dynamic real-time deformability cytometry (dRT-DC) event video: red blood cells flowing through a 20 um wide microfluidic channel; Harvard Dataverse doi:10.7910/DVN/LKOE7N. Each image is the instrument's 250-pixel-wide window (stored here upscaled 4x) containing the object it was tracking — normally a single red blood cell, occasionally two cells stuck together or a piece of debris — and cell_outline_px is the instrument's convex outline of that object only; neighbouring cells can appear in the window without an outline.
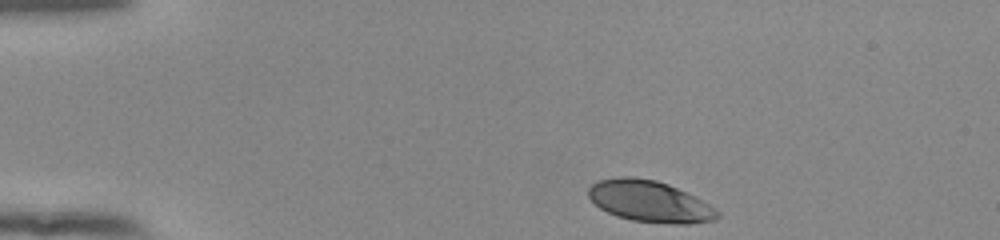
{"species": "human", "species_latin": "Homo sapiens", "temperature_condition": "room temperature", "stored_images_in_passage": 38, "camera_frame_rate_fps": 3000, "um_per_image_px": 0.085, "donor": {"sex": "female"}, "frame": {"image": 1, "passage_image": 1, "time_ms": 0.0, "image_size_px": [1000, 240], "cell_outline_px": [[720, 216], [716, 220], [688, 224], [672, 224], [632, 220], [616, 216], [600, 208], [588, 196], [588, 188], [596, 180], [620, 176], [632, 176], [656, 180], [668, 184], [716, 208], [720, 212]], "centroid_in_image_um": [55.2, 17.12], "position_along_channel_um": 29.8, "area_um2": 31.04}}
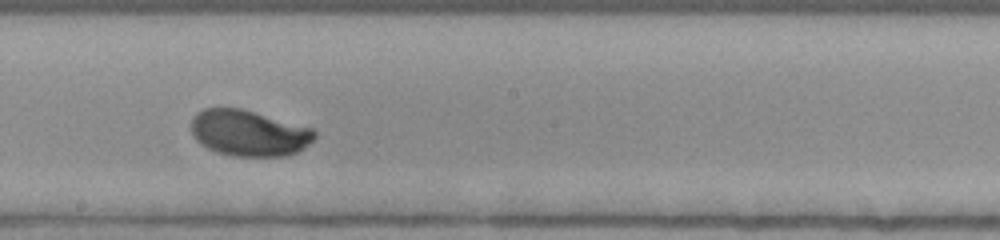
{"frame": {"image": 2, "passage_image": 22, "time_ms": 7.0, "image_size_px": [1000, 240], "cell_outline_px": [[316, 136], [304, 148], [288, 156], [232, 156], [216, 152], [200, 144], [196, 140], [192, 132], [192, 116], [196, 112], [204, 108], [240, 108], [312, 128], [316, 132]], "centroid_in_image_um": [21.13, 11.31], "position_along_channel_um": 227.1, "area_um2": 33.06}}
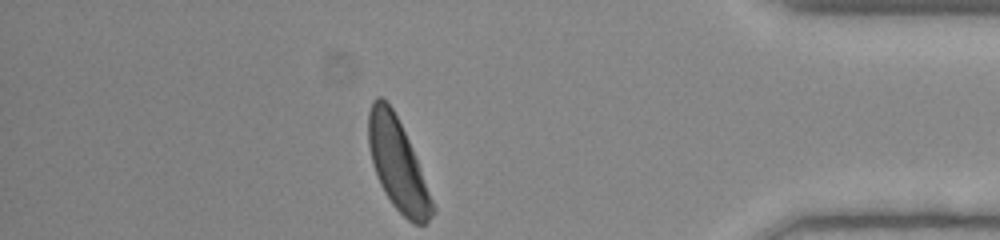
{"frame": {"image": 3, "passage_image": 38, "time_ms": 12.333, "image_size_px": [1000, 240], "cell_outline_px": [[436, 208], [432, 216], [424, 224], [412, 224], [392, 204], [384, 192], [380, 184], [372, 164], [368, 144], [368, 112], [372, 100], [376, 96], [380, 96], [392, 108], [412, 148]], "centroid_in_image_um": [33.78, 13.99], "position_along_channel_um": 401.4, "area_um2": 33.7}, "authors_computed_cell_mechanics": {"area_um2": 33.0905, "velocity_mm_per_s": 3.8739, "shape_relaxation_time_tau1_ms": 2.3123, "shape_relaxation_time_tau2_ms": null, "deformation_change_tau1": 0.1291, "deformation_change_tau2": null}}